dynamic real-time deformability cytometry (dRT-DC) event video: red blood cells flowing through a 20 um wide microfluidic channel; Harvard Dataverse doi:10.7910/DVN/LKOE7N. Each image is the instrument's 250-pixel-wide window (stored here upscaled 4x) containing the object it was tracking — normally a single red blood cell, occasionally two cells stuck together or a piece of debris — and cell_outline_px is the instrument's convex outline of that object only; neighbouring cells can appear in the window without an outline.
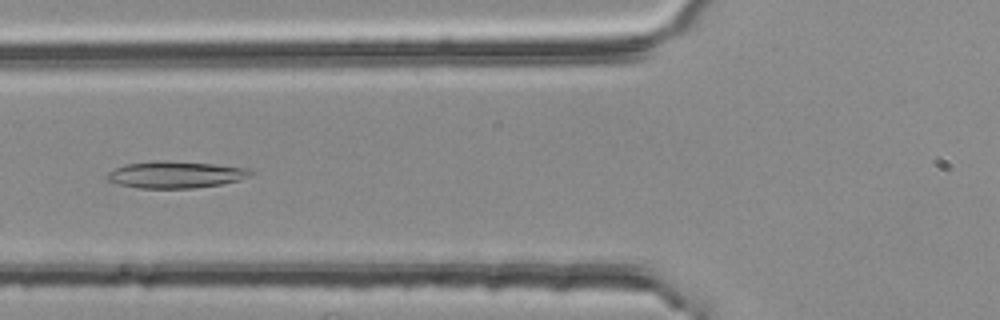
{"species": "common noctule bat (a hibernating species)", "species_latin": "Nyctalus noctula", "temperature_condition": "room temperature", "stored_images_in_passage": 24, "camera_frame_rate_fps": 3000, "um_per_image_px": 0.085, "animal": {"sex": "female", "body_mass_g": 25.1}, "frame": {"image": 1, "passage_image": 6, "time_ms": 1.667, "image_size_px": [1000, 320], "cell_outline_px": [[252, 172], [248, 176], [240, 180], [220, 184], [192, 188], [136, 188], [120, 184], [108, 180], [108, 172], [124, 164], [152, 160], [164, 160], [212, 164], [244, 168]], "centroid_in_image_um": [14.86, 14.84], "position_along_channel_um": 110.9, "area_um2": 22.14}}
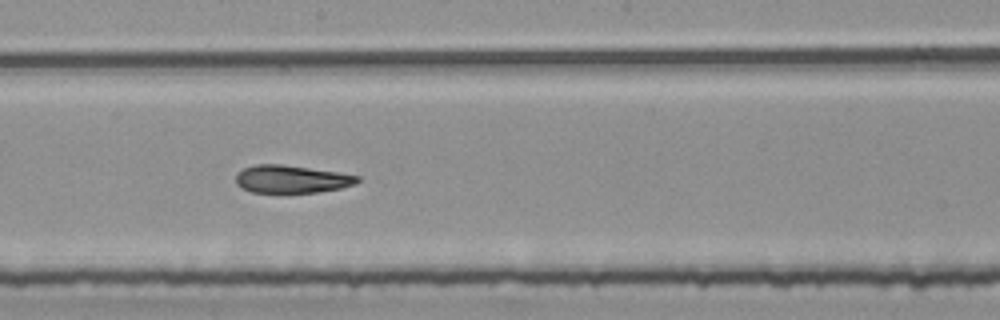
{"frame": {"image": 2, "passage_image": 15, "time_ms": 4.667, "image_size_px": [1000, 320], "cell_outline_px": [[360, 180], [356, 184], [340, 188], [316, 192], [252, 192], [240, 188], [236, 184], [236, 176], [244, 168], [256, 164], [280, 164], [340, 172], [360, 176]], "centroid_in_image_um": [24.8, 15.22], "position_along_channel_um": 223.4, "area_um2": 19.59}}
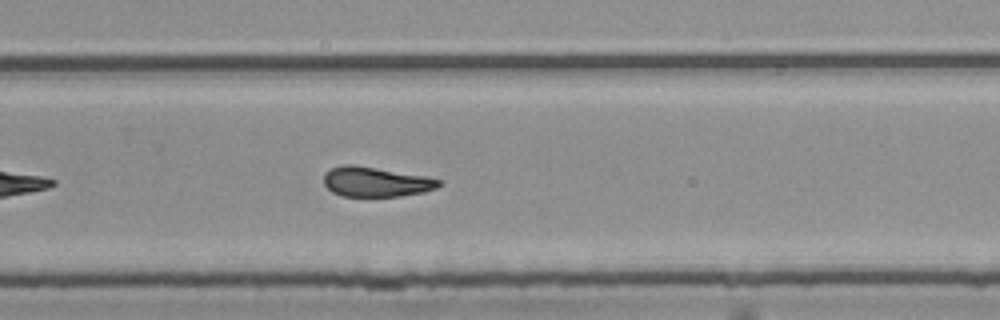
{"frame": {"image": 3, "passage_image": 21, "time_ms": 6.667, "image_size_px": [1000, 320], "cell_outline_px": [[444, 184], [436, 188], [420, 192], [400, 196], [340, 196], [332, 192], [324, 184], [324, 172], [332, 168], [344, 164], [352, 164], [424, 176], [440, 180]], "centroid_in_image_um": [31.91, 15.45], "position_along_channel_um": 297.9, "area_um2": 19.83}}